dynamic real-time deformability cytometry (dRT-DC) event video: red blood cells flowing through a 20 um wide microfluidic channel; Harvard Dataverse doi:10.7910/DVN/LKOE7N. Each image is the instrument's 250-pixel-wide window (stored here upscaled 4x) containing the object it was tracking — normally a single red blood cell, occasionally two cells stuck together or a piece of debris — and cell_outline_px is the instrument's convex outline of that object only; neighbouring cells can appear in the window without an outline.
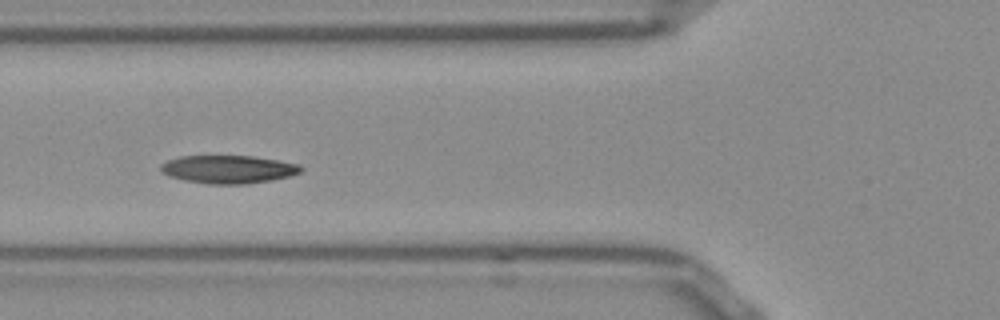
{"species": "Egyptian fruit bat (a non-hibernating species)", "species_latin": "Rousettus aegyptiacus", "temperature_condition": "room temperature", "stored_images_in_passage": 33, "camera_frame_rate_fps": 3000, "um_per_image_px": 0.085, "frame": {"image": 1, "passage_image": 6, "time_ms": 1.667, "image_size_px": [1000, 320], "cell_outline_px": [[304, 168], [300, 172], [288, 176], [272, 180], [248, 184], [208, 184], [184, 180], [168, 176], [160, 172], [160, 164], [168, 160], [180, 156], [252, 156], [300, 164]], "centroid_in_image_um": [19.38, 14.39], "position_along_channel_um": 106.4, "area_um2": 23.0}, "authors_computed_cell_mechanics": {"area_um2": 21.675, "velocity_mm_per_s": 3.8053, "shape_relaxation_time_tau1_ms": 1.8892, "shape_relaxation_time_tau2_ms": 8.7931, "deformation_change_tau1": 0.0981, "deformation_change_tau2": 0.1627}}